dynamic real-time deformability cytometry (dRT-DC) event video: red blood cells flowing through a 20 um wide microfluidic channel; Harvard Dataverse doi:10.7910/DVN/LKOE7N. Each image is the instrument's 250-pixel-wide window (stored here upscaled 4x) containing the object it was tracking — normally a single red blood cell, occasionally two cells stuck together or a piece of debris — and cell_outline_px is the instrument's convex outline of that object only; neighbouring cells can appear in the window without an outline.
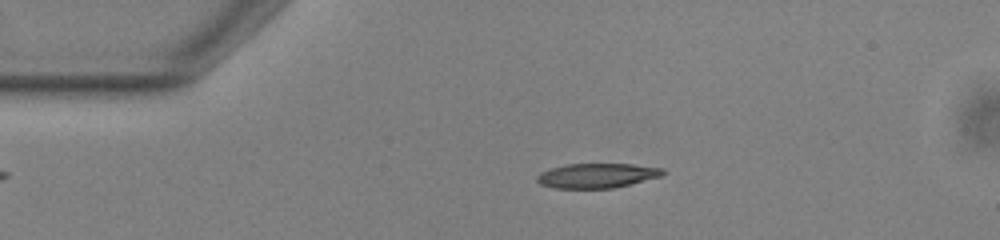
{"species": "common noctule bat (a hibernating species)", "species_latin": "Nyctalus noctula", "temperature_condition": "warm", "stored_images_in_passage": 52, "camera_frame_rate_fps": 3000, "um_per_image_px": 0.085, "animal": {"sex": "male", "body_mass_g": 13.0, "forearm_length_mm": 53.1}, "frame": {"image": 1, "passage_image": 10, "time_ms": 3.0, "image_size_px": [1000, 240], "cell_outline_px": [[664, 172], [660, 176], [612, 188], [552, 188], [540, 184], [536, 180], [536, 176], [540, 172], [552, 168], [568, 164], [632, 164], [664, 168]], "centroid_in_image_um": [50.69, 14.92], "position_along_channel_um": 34.3, "area_um2": 17.86}}
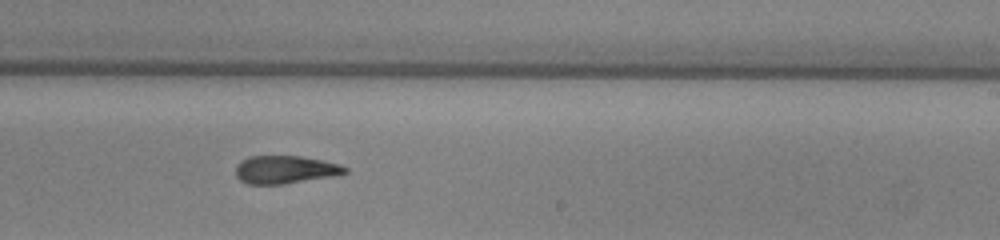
{"frame": {"image": 2, "passage_image": 31, "time_ms": 10.0, "image_size_px": [1000, 240], "cell_outline_px": [[348, 172], [332, 176], [284, 184], [248, 184], [240, 180], [236, 176], [236, 164], [240, 160], [248, 156], [300, 156], [320, 160], [336, 164], [348, 168]], "centroid_in_image_um": [24.17, 14.42], "position_along_channel_um": 264.8, "area_um2": 17.69}}
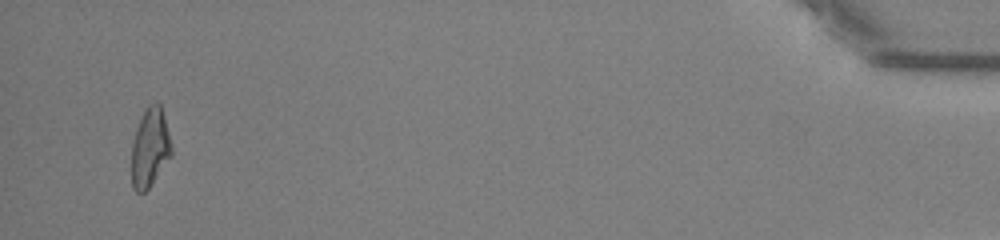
{"frame": {"image": 3, "passage_image": 50, "time_ms": 16.333, "image_size_px": [1000, 240], "cell_outline_px": [[172, 156], [148, 188], [144, 192], [136, 192], [132, 188], [132, 144], [136, 128], [148, 104], [160, 104], [164, 116], [172, 148]], "centroid_in_image_um": [12.75, 12.58], "position_along_channel_um": 422.5, "area_um2": 18.09}, "authors_computed_cell_mechanics": {"area_um2": 18.4382, "velocity_mm_per_s": 3.8621, "shape_relaxation_time_tau1_ms": 7.179, "shape_relaxation_time_tau2_ms": 4.8585, "deformation_change_tau1": 0.2275, "deformation_change_tau2": 0.1431}}